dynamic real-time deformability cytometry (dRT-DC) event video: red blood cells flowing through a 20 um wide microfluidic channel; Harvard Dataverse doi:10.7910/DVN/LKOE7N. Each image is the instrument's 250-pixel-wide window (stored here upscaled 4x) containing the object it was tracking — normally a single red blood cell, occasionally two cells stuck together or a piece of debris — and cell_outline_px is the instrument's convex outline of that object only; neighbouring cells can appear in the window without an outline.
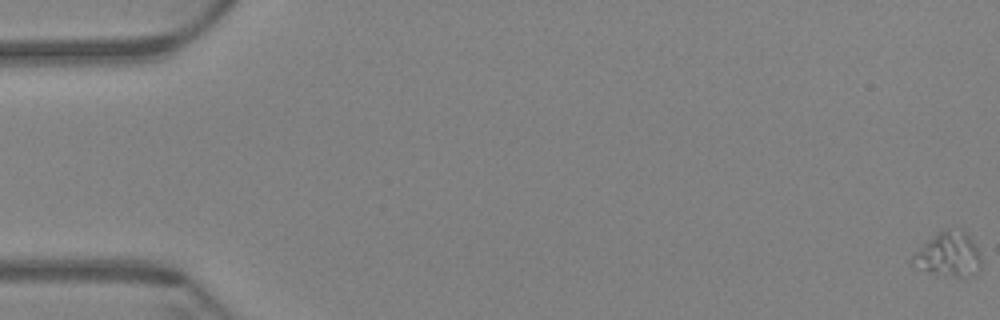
{"species": "Egyptian fruit bat (a non-hibernating species)", "species_latin": "Rousettus aegyptiacus", "temperature_condition": "warm", "stored_images_in_passage": 63, "camera_frame_rate_fps": 3000, "um_per_image_px": 0.085, "animal": {"sex": "female"}, "frame": {"image": 1, "passage_image": 1, "time_ms": 0.0, "image_size_px": [1000, 320], "cell_outline_px": [[980, 272], [972, 276], [956, 276], [932, 272], [912, 264], [912, 256], [928, 240], [940, 232], [960, 228], [976, 244], [980, 256]], "centroid_in_image_um": [80.69, 21.64], "position_along_channel_um": 4.3, "area_um2": 17.11}}
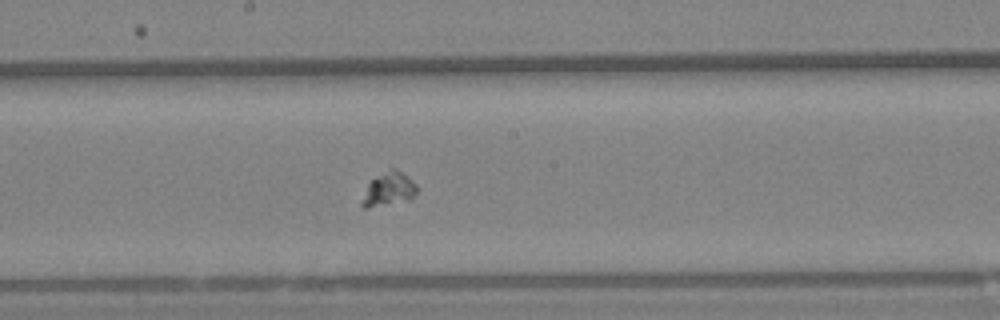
{"frame": {"image": 2, "passage_image": 35, "time_ms": 11.333, "image_size_px": [1000, 320], "cell_outline_px": [[420, 188], [408, 200], [368, 208], [364, 208], [360, 204], [368, 184], [372, 180], [392, 168], [396, 168], [408, 176]], "centroid_in_image_um": [33.06, 16.09], "position_along_channel_um": 215.1, "area_um2": 10.58}}
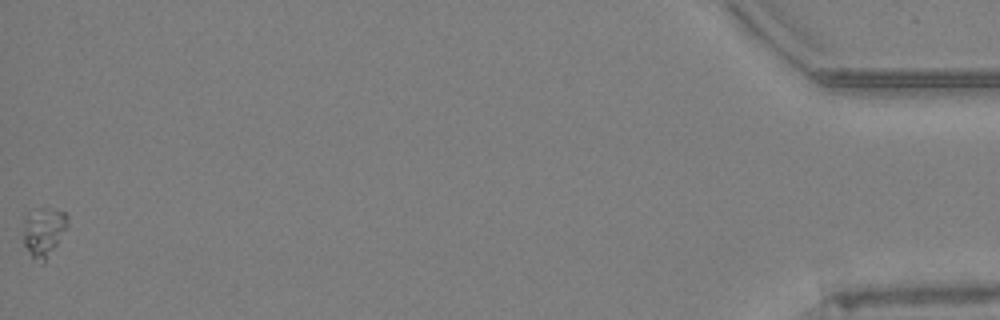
{"frame": {"image": 3, "passage_image": 63, "time_ms": 20.667, "image_size_px": [1000, 320], "cell_outline_px": [[68, 224], [44, 264], [32, 256], [24, 244], [24, 228], [28, 220], [40, 208], [44, 208], [64, 212], [68, 216]], "centroid_in_image_um": [3.76, 19.75], "position_along_channel_um": 431.4, "area_um2": 11.73}}